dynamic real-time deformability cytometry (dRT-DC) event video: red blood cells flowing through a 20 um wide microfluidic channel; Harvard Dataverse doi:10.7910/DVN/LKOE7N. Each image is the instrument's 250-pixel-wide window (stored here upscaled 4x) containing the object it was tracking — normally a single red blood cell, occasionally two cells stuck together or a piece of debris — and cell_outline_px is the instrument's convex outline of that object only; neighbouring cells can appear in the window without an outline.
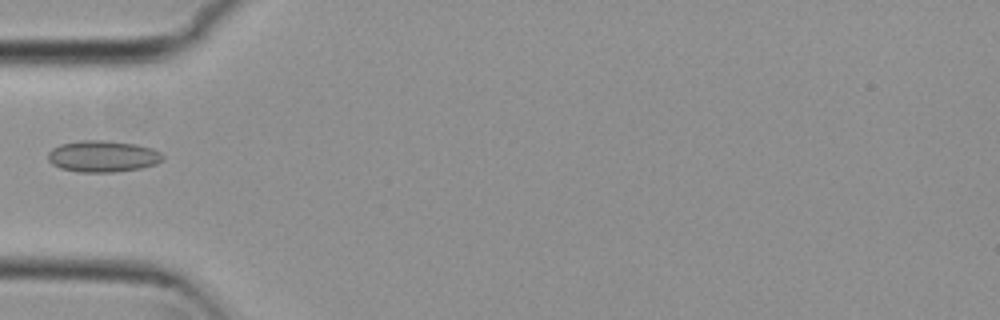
{"species": "common noctule bat (a hibernating species)", "species_latin": "Nyctalus noctula", "temperature_condition": "cold", "stored_images_in_passage": 37, "camera_frame_rate_fps": 3000, "um_per_image_px": 0.085, "animal": {"sex": "female", "body_mass_g": 29.2, "forearm_length_mm": 56.3}, "frame": {"image": 1, "passage_image": 1, "time_ms": 0.0, "image_size_px": [1000, 320], "cell_outline_px": [[164, 160], [156, 164], [140, 168], [112, 172], [80, 172], [60, 168], [52, 164], [48, 160], [48, 152], [52, 148], [60, 144], [80, 140], [100, 140], [136, 144], [152, 148], [160, 152], [164, 156]], "centroid_in_image_um": [8.73, 13.28], "position_along_channel_um": 76.3, "area_um2": 21.1}}
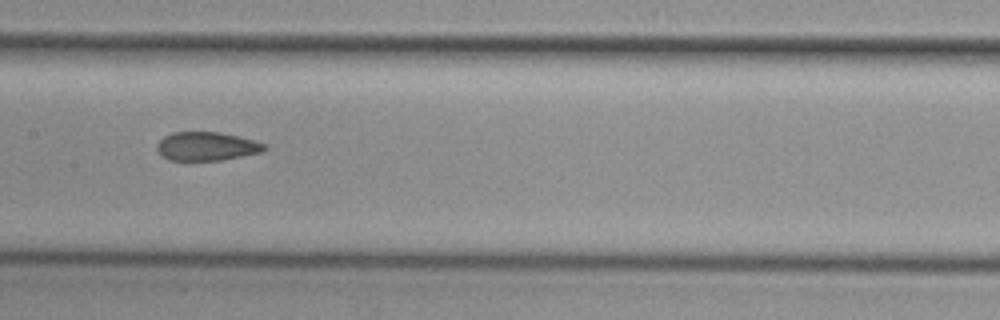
{"frame": {"image": 2, "passage_image": 10, "time_ms": 3.0, "image_size_px": [1000, 320], "cell_outline_px": [[268, 148], [260, 152], [224, 160], [168, 160], [156, 148], [156, 144], [164, 136], [172, 132], [220, 132], [252, 140], [264, 144]], "centroid_in_image_um": [17.54, 12.43], "position_along_channel_um": 189.9, "area_um2": 17.74}}
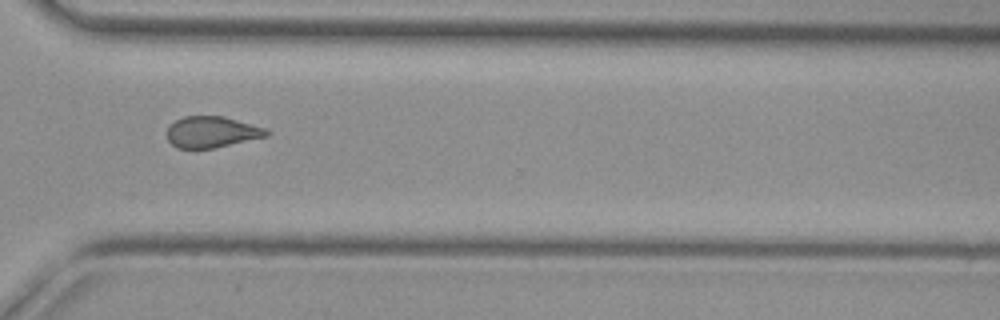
{"frame": {"image": 3, "passage_image": 23, "time_ms": 7.333, "image_size_px": [1000, 320], "cell_outline_px": [[272, 132], [268, 136], [212, 148], [176, 148], [168, 140], [168, 128], [176, 120], [184, 116], [224, 116], [264, 128]], "centroid_in_image_um": [18.01, 11.22], "position_along_channel_um": 352.6, "area_um2": 17.86}}